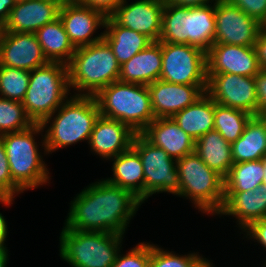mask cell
I'll list each match as a JSON object with an SVG mask.
<instances>
[{"mask_svg": "<svg viewBox=\"0 0 266 267\" xmlns=\"http://www.w3.org/2000/svg\"><path fill=\"white\" fill-rule=\"evenodd\" d=\"M143 202L131 191L97 179L70 202L64 228L124 236Z\"/></svg>", "mask_w": 266, "mask_h": 267, "instance_id": "6da1fadb", "label": "cell"}, {"mask_svg": "<svg viewBox=\"0 0 266 267\" xmlns=\"http://www.w3.org/2000/svg\"><path fill=\"white\" fill-rule=\"evenodd\" d=\"M99 116L95 96L71 95L41 123L48 155L81 141L89 142Z\"/></svg>", "mask_w": 266, "mask_h": 267, "instance_id": "7a4b0ae2", "label": "cell"}, {"mask_svg": "<svg viewBox=\"0 0 266 267\" xmlns=\"http://www.w3.org/2000/svg\"><path fill=\"white\" fill-rule=\"evenodd\" d=\"M43 132L41 123H35L26 130L0 136L5 146L12 180L23 191L50 183V172L41 150L39 151V146H42L44 156L48 155ZM40 134L42 144L39 145L35 139Z\"/></svg>", "mask_w": 266, "mask_h": 267, "instance_id": "3957f363", "label": "cell"}, {"mask_svg": "<svg viewBox=\"0 0 266 267\" xmlns=\"http://www.w3.org/2000/svg\"><path fill=\"white\" fill-rule=\"evenodd\" d=\"M120 66L104 39L76 48L67 64L70 90L73 89L75 96H96L109 84L119 81Z\"/></svg>", "mask_w": 266, "mask_h": 267, "instance_id": "277c9868", "label": "cell"}, {"mask_svg": "<svg viewBox=\"0 0 266 267\" xmlns=\"http://www.w3.org/2000/svg\"><path fill=\"white\" fill-rule=\"evenodd\" d=\"M215 31V3L190 8L164 5L159 42L188 44L207 53Z\"/></svg>", "mask_w": 266, "mask_h": 267, "instance_id": "5b68a950", "label": "cell"}, {"mask_svg": "<svg viewBox=\"0 0 266 267\" xmlns=\"http://www.w3.org/2000/svg\"><path fill=\"white\" fill-rule=\"evenodd\" d=\"M100 115L128 125L141 134L155 119L146 85L115 81L96 96Z\"/></svg>", "mask_w": 266, "mask_h": 267, "instance_id": "8992f818", "label": "cell"}, {"mask_svg": "<svg viewBox=\"0 0 266 267\" xmlns=\"http://www.w3.org/2000/svg\"><path fill=\"white\" fill-rule=\"evenodd\" d=\"M70 91L67 64L48 62L30 71L22 104L34 123H42L73 94Z\"/></svg>", "mask_w": 266, "mask_h": 267, "instance_id": "52a82bcc", "label": "cell"}, {"mask_svg": "<svg viewBox=\"0 0 266 267\" xmlns=\"http://www.w3.org/2000/svg\"><path fill=\"white\" fill-rule=\"evenodd\" d=\"M125 236L116 233L62 228L59 256L71 267H111Z\"/></svg>", "mask_w": 266, "mask_h": 267, "instance_id": "ba28073f", "label": "cell"}, {"mask_svg": "<svg viewBox=\"0 0 266 267\" xmlns=\"http://www.w3.org/2000/svg\"><path fill=\"white\" fill-rule=\"evenodd\" d=\"M180 178L178 197L189 199L203 214L216 215L224 205V178L195 153L177 160Z\"/></svg>", "mask_w": 266, "mask_h": 267, "instance_id": "9c48e42d", "label": "cell"}, {"mask_svg": "<svg viewBox=\"0 0 266 267\" xmlns=\"http://www.w3.org/2000/svg\"><path fill=\"white\" fill-rule=\"evenodd\" d=\"M132 148L139 154L144 171V203L153 194L180 193L177 160L154 146L142 134H136Z\"/></svg>", "mask_w": 266, "mask_h": 267, "instance_id": "30bf717a", "label": "cell"}, {"mask_svg": "<svg viewBox=\"0 0 266 267\" xmlns=\"http://www.w3.org/2000/svg\"><path fill=\"white\" fill-rule=\"evenodd\" d=\"M160 79L183 85H207L206 53L188 44L162 42Z\"/></svg>", "mask_w": 266, "mask_h": 267, "instance_id": "8fae6325", "label": "cell"}, {"mask_svg": "<svg viewBox=\"0 0 266 267\" xmlns=\"http://www.w3.org/2000/svg\"><path fill=\"white\" fill-rule=\"evenodd\" d=\"M206 93L214 102L257 116L255 78L233 73L207 74Z\"/></svg>", "mask_w": 266, "mask_h": 267, "instance_id": "7c38bea8", "label": "cell"}, {"mask_svg": "<svg viewBox=\"0 0 266 267\" xmlns=\"http://www.w3.org/2000/svg\"><path fill=\"white\" fill-rule=\"evenodd\" d=\"M216 31L214 43L254 46L264 26L228 0L215 2Z\"/></svg>", "mask_w": 266, "mask_h": 267, "instance_id": "4fadbf2b", "label": "cell"}, {"mask_svg": "<svg viewBox=\"0 0 266 267\" xmlns=\"http://www.w3.org/2000/svg\"><path fill=\"white\" fill-rule=\"evenodd\" d=\"M59 18L75 49L103 39V31L98 36L94 35L101 27H105L106 17L99 11L69 0L62 2Z\"/></svg>", "mask_w": 266, "mask_h": 267, "instance_id": "5bb4252c", "label": "cell"}, {"mask_svg": "<svg viewBox=\"0 0 266 267\" xmlns=\"http://www.w3.org/2000/svg\"><path fill=\"white\" fill-rule=\"evenodd\" d=\"M48 62L35 33L7 32L0 28V65L32 71Z\"/></svg>", "mask_w": 266, "mask_h": 267, "instance_id": "9a60e30c", "label": "cell"}, {"mask_svg": "<svg viewBox=\"0 0 266 267\" xmlns=\"http://www.w3.org/2000/svg\"><path fill=\"white\" fill-rule=\"evenodd\" d=\"M123 2L110 16L118 25L124 26L149 37L153 42L159 41L161 34L162 0H136Z\"/></svg>", "mask_w": 266, "mask_h": 267, "instance_id": "2e32d148", "label": "cell"}, {"mask_svg": "<svg viewBox=\"0 0 266 267\" xmlns=\"http://www.w3.org/2000/svg\"><path fill=\"white\" fill-rule=\"evenodd\" d=\"M207 74L255 77L261 70L254 46L214 43L206 53Z\"/></svg>", "mask_w": 266, "mask_h": 267, "instance_id": "e0dca14e", "label": "cell"}, {"mask_svg": "<svg viewBox=\"0 0 266 267\" xmlns=\"http://www.w3.org/2000/svg\"><path fill=\"white\" fill-rule=\"evenodd\" d=\"M147 88L155 118H171L199 99L207 85H183L158 79Z\"/></svg>", "mask_w": 266, "mask_h": 267, "instance_id": "ac0fdd59", "label": "cell"}, {"mask_svg": "<svg viewBox=\"0 0 266 267\" xmlns=\"http://www.w3.org/2000/svg\"><path fill=\"white\" fill-rule=\"evenodd\" d=\"M135 135L128 125L100 115L88 142L90 152L102 160H109L129 150Z\"/></svg>", "mask_w": 266, "mask_h": 267, "instance_id": "d6986e66", "label": "cell"}, {"mask_svg": "<svg viewBox=\"0 0 266 267\" xmlns=\"http://www.w3.org/2000/svg\"><path fill=\"white\" fill-rule=\"evenodd\" d=\"M61 4V0L17 1L2 29L7 32L35 33L59 17Z\"/></svg>", "mask_w": 266, "mask_h": 267, "instance_id": "ffe728a7", "label": "cell"}, {"mask_svg": "<svg viewBox=\"0 0 266 267\" xmlns=\"http://www.w3.org/2000/svg\"><path fill=\"white\" fill-rule=\"evenodd\" d=\"M223 215L234 217L241 232L252 222L266 218V186L261 184L248 191H224V205L217 216Z\"/></svg>", "mask_w": 266, "mask_h": 267, "instance_id": "44dd1931", "label": "cell"}, {"mask_svg": "<svg viewBox=\"0 0 266 267\" xmlns=\"http://www.w3.org/2000/svg\"><path fill=\"white\" fill-rule=\"evenodd\" d=\"M141 134L175 160L195 149V141L172 118H155Z\"/></svg>", "mask_w": 266, "mask_h": 267, "instance_id": "7402d4cb", "label": "cell"}, {"mask_svg": "<svg viewBox=\"0 0 266 267\" xmlns=\"http://www.w3.org/2000/svg\"><path fill=\"white\" fill-rule=\"evenodd\" d=\"M162 42H152L120 66L119 81L148 86L160 79Z\"/></svg>", "mask_w": 266, "mask_h": 267, "instance_id": "603a6c76", "label": "cell"}, {"mask_svg": "<svg viewBox=\"0 0 266 267\" xmlns=\"http://www.w3.org/2000/svg\"><path fill=\"white\" fill-rule=\"evenodd\" d=\"M113 176L104 178L107 182L131 191L144 203V171L139 154L129 150L110 158Z\"/></svg>", "mask_w": 266, "mask_h": 267, "instance_id": "cb8c5ba5", "label": "cell"}, {"mask_svg": "<svg viewBox=\"0 0 266 267\" xmlns=\"http://www.w3.org/2000/svg\"><path fill=\"white\" fill-rule=\"evenodd\" d=\"M104 28L103 39L111 47L120 65L153 42L144 34L118 25L111 17H106Z\"/></svg>", "mask_w": 266, "mask_h": 267, "instance_id": "d4e9b609", "label": "cell"}, {"mask_svg": "<svg viewBox=\"0 0 266 267\" xmlns=\"http://www.w3.org/2000/svg\"><path fill=\"white\" fill-rule=\"evenodd\" d=\"M215 102L205 92L192 105L174 114L171 118L194 141L214 130Z\"/></svg>", "mask_w": 266, "mask_h": 267, "instance_id": "484cf974", "label": "cell"}, {"mask_svg": "<svg viewBox=\"0 0 266 267\" xmlns=\"http://www.w3.org/2000/svg\"><path fill=\"white\" fill-rule=\"evenodd\" d=\"M233 163L260 160L266 155V120L252 116L241 137L231 144Z\"/></svg>", "mask_w": 266, "mask_h": 267, "instance_id": "4316f807", "label": "cell"}, {"mask_svg": "<svg viewBox=\"0 0 266 267\" xmlns=\"http://www.w3.org/2000/svg\"><path fill=\"white\" fill-rule=\"evenodd\" d=\"M194 152L210 169L223 178L234 164L231 144L216 130L209 131L195 141Z\"/></svg>", "mask_w": 266, "mask_h": 267, "instance_id": "83f0119b", "label": "cell"}, {"mask_svg": "<svg viewBox=\"0 0 266 267\" xmlns=\"http://www.w3.org/2000/svg\"><path fill=\"white\" fill-rule=\"evenodd\" d=\"M35 35L49 62L68 64L71 61L75 47L70 42L59 17L39 28Z\"/></svg>", "mask_w": 266, "mask_h": 267, "instance_id": "f1b7e54d", "label": "cell"}, {"mask_svg": "<svg viewBox=\"0 0 266 267\" xmlns=\"http://www.w3.org/2000/svg\"><path fill=\"white\" fill-rule=\"evenodd\" d=\"M264 166L262 159L234 163L224 178V191H248L262 184Z\"/></svg>", "mask_w": 266, "mask_h": 267, "instance_id": "f546056e", "label": "cell"}, {"mask_svg": "<svg viewBox=\"0 0 266 267\" xmlns=\"http://www.w3.org/2000/svg\"><path fill=\"white\" fill-rule=\"evenodd\" d=\"M252 116L246 111L222 106L215 102L214 130L218 131L227 142L232 144L241 137L247 122Z\"/></svg>", "mask_w": 266, "mask_h": 267, "instance_id": "4dcf8cb0", "label": "cell"}, {"mask_svg": "<svg viewBox=\"0 0 266 267\" xmlns=\"http://www.w3.org/2000/svg\"><path fill=\"white\" fill-rule=\"evenodd\" d=\"M33 124L22 102L0 97V136L26 130Z\"/></svg>", "mask_w": 266, "mask_h": 267, "instance_id": "1f68e13d", "label": "cell"}, {"mask_svg": "<svg viewBox=\"0 0 266 267\" xmlns=\"http://www.w3.org/2000/svg\"><path fill=\"white\" fill-rule=\"evenodd\" d=\"M29 79L30 71L0 65V97L22 102Z\"/></svg>", "mask_w": 266, "mask_h": 267, "instance_id": "d6a6232c", "label": "cell"}, {"mask_svg": "<svg viewBox=\"0 0 266 267\" xmlns=\"http://www.w3.org/2000/svg\"><path fill=\"white\" fill-rule=\"evenodd\" d=\"M199 252L176 254L150 243L149 267H197L205 258Z\"/></svg>", "mask_w": 266, "mask_h": 267, "instance_id": "836d02e7", "label": "cell"}, {"mask_svg": "<svg viewBox=\"0 0 266 267\" xmlns=\"http://www.w3.org/2000/svg\"><path fill=\"white\" fill-rule=\"evenodd\" d=\"M24 191L12 180L6 150L0 138V203L3 206H11L16 195Z\"/></svg>", "mask_w": 266, "mask_h": 267, "instance_id": "e575fe53", "label": "cell"}, {"mask_svg": "<svg viewBox=\"0 0 266 267\" xmlns=\"http://www.w3.org/2000/svg\"><path fill=\"white\" fill-rule=\"evenodd\" d=\"M119 251L111 267H149L150 242H139L126 254Z\"/></svg>", "mask_w": 266, "mask_h": 267, "instance_id": "d590c367", "label": "cell"}, {"mask_svg": "<svg viewBox=\"0 0 266 267\" xmlns=\"http://www.w3.org/2000/svg\"><path fill=\"white\" fill-rule=\"evenodd\" d=\"M232 5L266 26V0H228Z\"/></svg>", "mask_w": 266, "mask_h": 267, "instance_id": "8d00e7d4", "label": "cell"}, {"mask_svg": "<svg viewBox=\"0 0 266 267\" xmlns=\"http://www.w3.org/2000/svg\"><path fill=\"white\" fill-rule=\"evenodd\" d=\"M244 234V238L246 237L248 240H256L254 242H258L263 249L266 250V218L257 220L252 222L243 232L240 234ZM266 267V261L263 267Z\"/></svg>", "mask_w": 266, "mask_h": 267, "instance_id": "74e56055", "label": "cell"}, {"mask_svg": "<svg viewBox=\"0 0 266 267\" xmlns=\"http://www.w3.org/2000/svg\"><path fill=\"white\" fill-rule=\"evenodd\" d=\"M77 3L101 12L110 17L123 0H75Z\"/></svg>", "mask_w": 266, "mask_h": 267, "instance_id": "f35d334b", "label": "cell"}, {"mask_svg": "<svg viewBox=\"0 0 266 267\" xmlns=\"http://www.w3.org/2000/svg\"><path fill=\"white\" fill-rule=\"evenodd\" d=\"M255 78L258 116L266 113V70H260Z\"/></svg>", "mask_w": 266, "mask_h": 267, "instance_id": "ab89813d", "label": "cell"}, {"mask_svg": "<svg viewBox=\"0 0 266 267\" xmlns=\"http://www.w3.org/2000/svg\"><path fill=\"white\" fill-rule=\"evenodd\" d=\"M254 48L257 54V60L262 70H266V28L258 34Z\"/></svg>", "mask_w": 266, "mask_h": 267, "instance_id": "60d3db41", "label": "cell"}, {"mask_svg": "<svg viewBox=\"0 0 266 267\" xmlns=\"http://www.w3.org/2000/svg\"><path fill=\"white\" fill-rule=\"evenodd\" d=\"M164 4H172L182 7H199L205 6L211 3H215L216 0H162Z\"/></svg>", "mask_w": 266, "mask_h": 267, "instance_id": "b9f144b4", "label": "cell"}, {"mask_svg": "<svg viewBox=\"0 0 266 267\" xmlns=\"http://www.w3.org/2000/svg\"><path fill=\"white\" fill-rule=\"evenodd\" d=\"M16 0H0V28L8 21L12 8Z\"/></svg>", "mask_w": 266, "mask_h": 267, "instance_id": "7bdbcfd3", "label": "cell"}, {"mask_svg": "<svg viewBox=\"0 0 266 267\" xmlns=\"http://www.w3.org/2000/svg\"><path fill=\"white\" fill-rule=\"evenodd\" d=\"M8 224L5 216L0 212V235H3L6 239L8 238Z\"/></svg>", "mask_w": 266, "mask_h": 267, "instance_id": "ee69618b", "label": "cell"}, {"mask_svg": "<svg viewBox=\"0 0 266 267\" xmlns=\"http://www.w3.org/2000/svg\"><path fill=\"white\" fill-rule=\"evenodd\" d=\"M9 251L0 252V267H7L9 263Z\"/></svg>", "mask_w": 266, "mask_h": 267, "instance_id": "f6af8a7d", "label": "cell"}, {"mask_svg": "<svg viewBox=\"0 0 266 267\" xmlns=\"http://www.w3.org/2000/svg\"><path fill=\"white\" fill-rule=\"evenodd\" d=\"M6 238L3 235H0V252L9 251L8 247L5 245Z\"/></svg>", "mask_w": 266, "mask_h": 267, "instance_id": "bcb514c9", "label": "cell"}, {"mask_svg": "<svg viewBox=\"0 0 266 267\" xmlns=\"http://www.w3.org/2000/svg\"><path fill=\"white\" fill-rule=\"evenodd\" d=\"M197 267H214L213 263L205 258Z\"/></svg>", "mask_w": 266, "mask_h": 267, "instance_id": "7dc6e473", "label": "cell"}, {"mask_svg": "<svg viewBox=\"0 0 266 267\" xmlns=\"http://www.w3.org/2000/svg\"><path fill=\"white\" fill-rule=\"evenodd\" d=\"M263 166H264V177L262 184L266 186V155L262 158Z\"/></svg>", "mask_w": 266, "mask_h": 267, "instance_id": "c3c4849f", "label": "cell"}]
</instances>
